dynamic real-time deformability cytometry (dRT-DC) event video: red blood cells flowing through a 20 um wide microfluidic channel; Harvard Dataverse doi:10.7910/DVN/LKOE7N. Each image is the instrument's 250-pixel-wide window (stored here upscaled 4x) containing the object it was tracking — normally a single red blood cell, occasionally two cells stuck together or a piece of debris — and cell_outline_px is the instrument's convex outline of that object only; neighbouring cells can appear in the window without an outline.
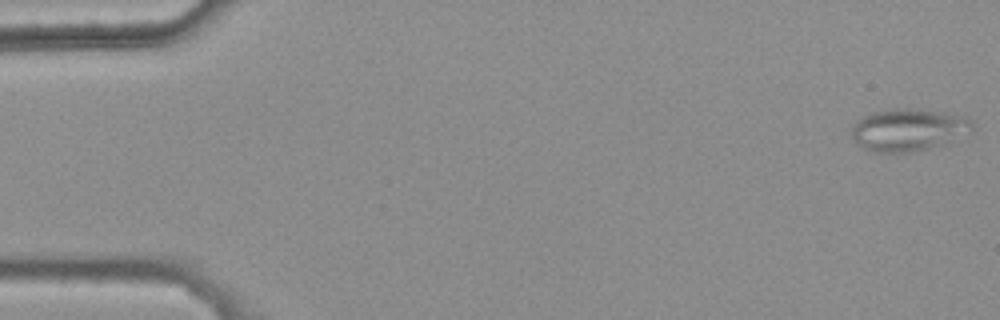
{"species": "common noctule bat (a hibernating species)", "species_latin": "Nyctalus noctula", "temperature_condition": "warm", "stored_images_in_passage": 47, "camera_frame_rate_fps": 3000, "um_per_image_px": 0.085, "animal": {"sex": "female", "body_mass_g": 25.1}, "frame": {"image": 1, "passage_image": 1, "time_ms": 0.0, "image_size_px": [1000, 320], "cell_outline_px": [[972, 132], [940, 144], [928, 148], [912, 152], [872, 152], [856, 144], [852, 140], [852, 124], [856, 120], [872, 112], [896, 108], [908, 108], [940, 112], [964, 116], [972, 120]], "centroid_in_image_um": [77.16, 11.03], "position_along_channel_um": 7.8, "area_um2": 29.65}}
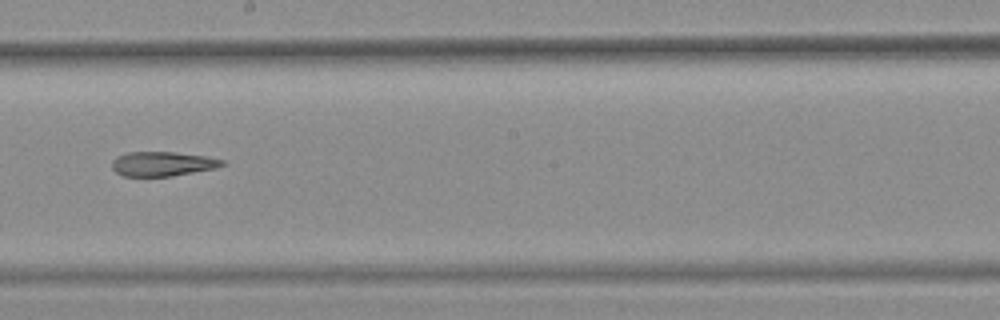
{"frame": {"image": 2, "passage_image": 30, "time_ms": 9.667, "image_size_px": [1000, 320], "cell_outline_px": [[228, 164], [212, 168], [172, 176], [124, 176], [116, 172], [112, 168], [112, 160], [116, 156], [128, 152], [176, 152], [208, 156], [224, 160]], "centroid_in_image_um": [13.81, 13.91], "position_along_channel_um": 234.4, "area_um2": 15.72}}
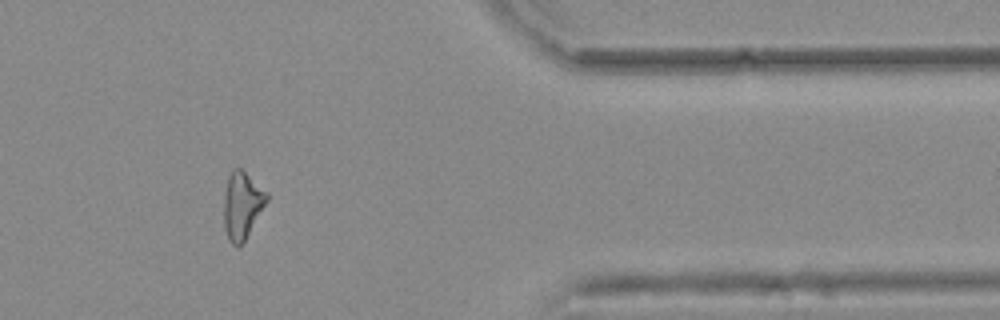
{"frame": {"image": 3, "passage_image": 44, "time_ms": 14.333, "image_size_px": [1000, 320], "cell_outline_px": [[268, 200], [244, 240], [236, 248], [228, 240], [224, 228], [224, 196], [228, 176], [232, 168], [240, 168], [268, 192]], "centroid_in_image_um": [20.56, 17.44], "position_along_channel_um": 390.8, "area_um2": 16.65}, "authors_computed_cell_mechanics": {"area_um2": 17.3978, "velocity_mm_per_s": 3.83, "shape_relaxation_time_tau1_ms": null, "shape_relaxation_time_tau2_ms": 4.4951, "deformation_change_tau1": null, "deformation_change_tau2": 0.1588}}